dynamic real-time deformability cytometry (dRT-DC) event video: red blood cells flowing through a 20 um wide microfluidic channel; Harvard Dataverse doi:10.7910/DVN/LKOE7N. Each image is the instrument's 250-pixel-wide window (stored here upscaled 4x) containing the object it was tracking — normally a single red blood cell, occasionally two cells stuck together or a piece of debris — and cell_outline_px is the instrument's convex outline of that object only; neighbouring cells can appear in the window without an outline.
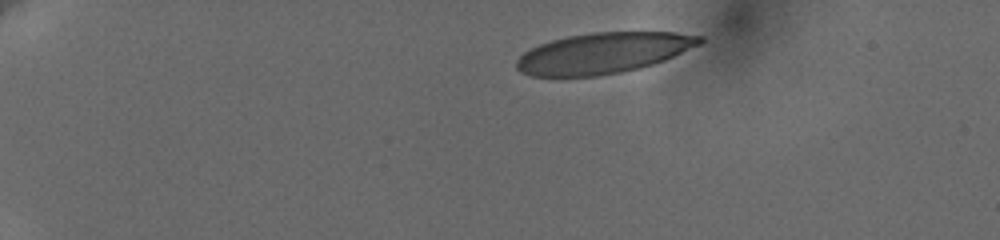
{"species": "human", "species_latin": "Homo sapiens", "temperature_condition": "cold", "stored_images_in_passage": 47, "camera_frame_rate_fps": 3000, "um_per_image_px": 0.085, "donor": {"sex": "female"}, "frame": {"image": 1, "passage_image": 1, "time_ms": 0.0, "image_size_px": [1000, 240], "cell_outline_px": [[704, 40], [700, 44], [664, 60], [640, 68], [620, 72], [596, 76], [532, 76], [520, 72], [516, 68], [516, 60], [524, 52], [540, 44], [552, 40], [568, 36], [592, 32], [676, 32], [704, 36]], "centroid_in_image_um": [51.28, 4.5], "position_along_channel_um": 33.7, "area_um2": 43.35}}
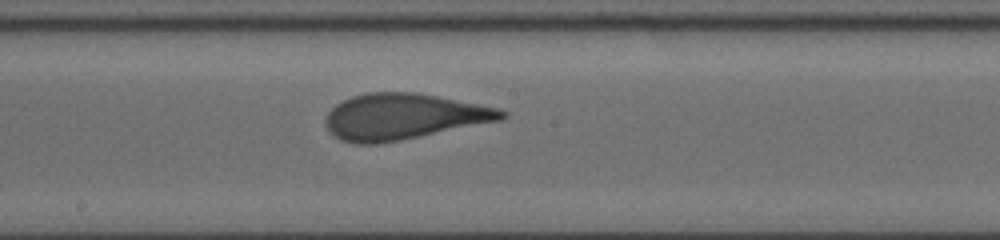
{"frame": {"image": 2, "passage_image": 24, "time_ms": 7.667, "image_size_px": [1000, 240], "cell_outline_px": [[508, 116], [500, 120], [400, 140], [372, 144], [356, 144], [340, 140], [328, 128], [324, 120], [328, 112], [336, 104], [352, 96], [368, 92], [416, 92], [500, 108], [508, 112]], "centroid_in_image_um": [34.29, 9.9], "position_along_channel_um": 213.9, "area_um2": 46.76}}
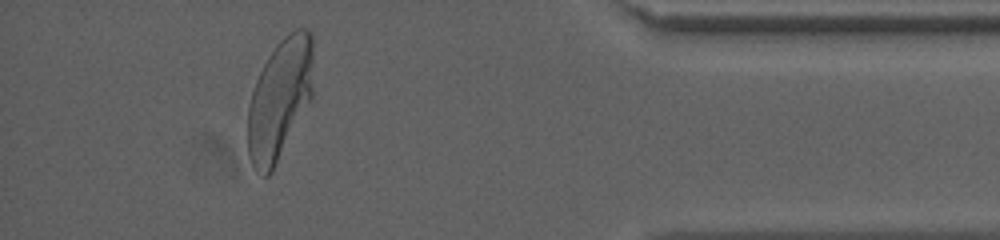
{"frame": {"image": 3, "passage_image": 43, "time_ms": 14.0, "image_size_px": [1000, 240], "cell_outline_px": [[312, 100], [272, 172], [268, 176], [264, 176], [256, 172], [248, 156], [248, 108], [252, 92], [256, 80], [268, 56], [276, 44], [284, 36], [296, 28], [304, 28], [312, 32]], "centroid_in_image_um": [23.78, 8.45], "position_along_channel_um": 411.4, "area_um2": 46.36}, "authors_computed_cell_mechanics": {"area_um2": 46.3556, "velocity_mm_per_s": 3.618, "shape_relaxation_time_tau1_ms": 4.0837, "shape_relaxation_time_tau2_ms": null, "deformation_change_tau1": 0.2036, "deformation_change_tau2": null}}